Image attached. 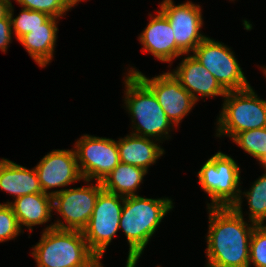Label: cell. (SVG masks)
<instances>
[{
    "label": "cell",
    "mask_w": 266,
    "mask_h": 267,
    "mask_svg": "<svg viewBox=\"0 0 266 267\" xmlns=\"http://www.w3.org/2000/svg\"><path fill=\"white\" fill-rule=\"evenodd\" d=\"M259 164L261 167H263V169H265L264 171L266 172V155L259 161Z\"/></svg>",
    "instance_id": "f1b7e54d"
},
{
    "label": "cell",
    "mask_w": 266,
    "mask_h": 267,
    "mask_svg": "<svg viewBox=\"0 0 266 267\" xmlns=\"http://www.w3.org/2000/svg\"><path fill=\"white\" fill-rule=\"evenodd\" d=\"M207 209L206 267H249L250 238L256 224L244 221L241 206Z\"/></svg>",
    "instance_id": "6da1fadb"
},
{
    "label": "cell",
    "mask_w": 266,
    "mask_h": 267,
    "mask_svg": "<svg viewBox=\"0 0 266 267\" xmlns=\"http://www.w3.org/2000/svg\"><path fill=\"white\" fill-rule=\"evenodd\" d=\"M170 72L196 102L200 100V96L203 98L215 96L224 98L226 96L227 92L215 77L191 54H187V57L183 58L179 66Z\"/></svg>",
    "instance_id": "9a60e30c"
},
{
    "label": "cell",
    "mask_w": 266,
    "mask_h": 267,
    "mask_svg": "<svg viewBox=\"0 0 266 267\" xmlns=\"http://www.w3.org/2000/svg\"><path fill=\"white\" fill-rule=\"evenodd\" d=\"M159 7L173 29L176 45L186 55L192 53L207 37L201 33L204 24L201 6L192 1L175 5L173 0H163Z\"/></svg>",
    "instance_id": "7c38bea8"
},
{
    "label": "cell",
    "mask_w": 266,
    "mask_h": 267,
    "mask_svg": "<svg viewBox=\"0 0 266 267\" xmlns=\"http://www.w3.org/2000/svg\"><path fill=\"white\" fill-rule=\"evenodd\" d=\"M174 208L171 198L124 197L119 229L129 245L126 262H137L163 218Z\"/></svg>",
    "instance_id": "7a4b0ae2"
},
{
    "label": "cell",
    "mask_w": 266,
    "mask_h": 267,
    "mask_svg": "<svg viewBox=\"0 0 266 267\" xmlns=\"http://www.w3.org/2000/svg\"><path fill=\"white\" fill-rule=\"evenodd\" d=\"M60 18L50 17L39 28L31 30L18 41L24 46L30 57L41 67L48 65L54 55Z\"/></svg>",
    "instance_id": "ac0fdd59"
},
{
    "label": "cell",
    "mask_w": 266,
    "mask_h": 267,
    "mask_svg": "<svg viewBox=\"0 0 266 267\" xmlns=\"http://www.w3.org/2000/svg\"><path fill=\"white\" fill-rule=\"evenodd\" d=\"M78 166L84 180L102 182L120 163L117 140L82 135L74 144Z\"/></svg>",
    "instance_id": "30bf717a"
},
{
    "label": "cell",
    "mask_w": 266,
    "mask_h": 267,
    "mask_svg": "<svg viewBox=\"0 0 266 267\" xmlns=\"http://www.w3.org/2000/svg\"><path fill=\"white\" fill-rule=\"evenodd\" d=\"M192 53L226 92L243 90L251 86L235 58V52L224 43L206 37Z\"/></svg>",
    "instance_id": "ba28073f"
},
{
    "label": "cell",
    "mask_w": 266,
    "mask_h": 267,
    "mask_svg": "<svg viewBox=\"0 0 266 267\" xmlns=\"http://www.w3.org/2000/svg\"><path fill=\"white\" fill-rule=\"evenodd\" d=\"M155 139L130 133L117 140L121 163L135 165L149 171V167L165 154Z\"/></svg>",
    "instance_id": "2e32d148"
},
{
    "label": "cell",
    "mask_w": 266,
    "mask_h": 267,
    "mask_svg": "<svg viewBox=\"0 0 266 267\" xmlns=\"http://www.w3.org/2000/svg\"><path fill=\"white\" fill-rule=\"evenodd\" d=\"M24 231L20 229L10 204H0V243L14 240Z\"/></svg>",
    "instance_id": "484cf974"
},
{
    "label": "cell",
    "mask_w": 266,
    "mask_h": 267,
    "mask_svg": "<svg viewBox=\"0 0 266 267\" xmlns=\"http://www.w3.org/2000/svg\"><path fill=\"white\" fill-rule=\"evenodd\" d=\"M149 15L151 20L138 36L139 42L143 45V52H149L159 61L170 64L179 56L186 55L176 45L168 19L159 10L155 16Z\"/></svg>",
    "instance_id": "5bb4252c"
},
{
    "label": "cell",
    "mask_w": 266,
    "mask_h": 267,
    "mask_svg": "<svg viewBox=\"0 0 266 267\" xmlns=\"http://www.w3.org/2000/svg\"><path fill=\"white\" fill-rule=\"evenodd\" d=\"M21 8L47 13L50 17L61 18L74 5L69 0H15Z\"/></svg>",
    "instance_id": "cb8c5ba5"
},
{
    "label": "cell",
    "mask_w": 266,
    "mask_h": 267,
    "mask_svg": "<svg viewBox=\"0 0 266 267\" xmlns=\"http://www.w3.org/2000/svg\"><path fill=\"white\" fill-rule=\"evenodd\" d=\"M252 184L248 191H240L238 201L234 206H242V197H246L250 212L249 221L256 225H263L266 222V172Z\"/></svg>",
    "instance_id": "44dd1931"
},
{
    "label": "cell",
    "mask_w": 266,
    "mask_h": 267,
    "mask_svg": "<svg viewBox=\"0 0 266 267\" xmlns=\"http://www.w3.org/2000/svg\"><path fill=\"white\" fill-rule=\"evenodd\" d=\"M9 15L11 18L12 32L17 40L31 30L39 28L45 23L50 16L47 13L41 11H34L26 8H22L18 16L14 18V7L11 3Z\"/></svg>",
    "instance_id": "7402d4cb"
},
{
    "label": "cell",
    "mask_w": 266,
    "mask_h": 267,
    "mask_svg": "<svg viewBox=\"0 0 266 267\" xmlns=\"http://www.w3.org/2000/svg\"><path fill=\"white\" fill-rule=\"evenodd\" d=\"M261 69H262V71H263V73L265 74V77H266V66L264 67H261Z\"/></svg>",
    "instance_id": "1f68e13d"
},
{
    "label": "cell",
    "mask_w": 266,
    "mask_h": 267,
    "mask_svg": "<svg viewBox=\"0 0 266 267\" xmlns=\"http://www.w3.org/2000/svg\"><path fill=\"white\" fill-rule=\"evenodd\" d=\"M12 24L10 15L0 19V49L6 53L8 45L12 41Z\"/></svg>",
    "instance_id": "4316f807"
},
{
    "label": "cell",
    "mask_w": 266,
    "mask_h": 267,
    "mask_svg": "<svg viewBox=\"0 0 266 267\" xmlns=\"http://www.w3.org/2000/svg\"><path fill=\"white\" fill-rule=\"evenodd\" d=\"M74 6H77V4L84 0H69Z\"/></svg>",
    "instance_id": "4dcf8cb0"
},
{
    "label": "cell",
    "mask_w": 266,
    "mask_h": 267,
    "mask_svg": "<svg viewBox=\"0 0 266 267\" xmlns=\"http://www.w3.org/2000/svg\"><path fill=\"white\" fill-rule=\"evenodd\" d=\"M148 171L145 169L119 163L101 182L103 190L123 197L137 195V190L143 183Z\"/></svg>",
    "instance_id": "ffe728a7"
},
{
    "label": "cell",
    "mask_w": 266,
    "mask_h": 267,
    "mask_svg": "<svg viewBox=\"0 0 266 267\" xmlns=\"http://www.w3.org/2000/svg\"><path fill=\"white\" fill-rule=\"evenodd\" d=\"M34 168L43 193L51 196L65 190L64 187H68L69 184L84 180L74 148L70 150L53 149ZM57 187H63V189L49 191Z\"/></svg>",
    "instance_id": "4fadbf2b"
},
{
    "label": "cell",
    "mask_w": 266,
    "mask_h": 267,
    "mask_svg": "<svg viewBox=\"0 0 266 267\" xmlns=\"http://www.w3.org/2000/svg\"><path fill=\"white\" fill-rule=\"evenodd\" d=\"M83 181L87 183L85 187H69L53 195V210L59 213L60 219L63 218L53 223L54 228L82 231L87 226L103 187L101 182L89 184V180Z\"/></svg>",
    "instance_id": "9c48e42d"
},
{
    "label": "cell",
    "mask_w": 266,
    "mask_h": 267,
    "mask_svg": "<svg viewBox=\"0 0 266 267\" xmlns=\"http://www.w3.org/2000/svg\"><path fill=\"white\" fill-rule=\"evenodd\" d=\"M124 197L102 190L87 226L82 230L89 249L101 260L118 233Z\"/></svg>",
    "instance_id": "52a82bcc"
},
{
    "label": "cell",
    "mask_w": 266,
    "mask_h": 267,
    "mask_svg": "<svg viewBox=\"0 0 266 267\" xmlns=\"http://www.w3.org/2000/svg\"><path fill=\"white\" fill-rule=\"evenodd\" d=\"M232 141L257 161L266 155V127L240 132Z\"/></svg>",
    "instance_id": "603a6c76"
},
{
    "label": "cell",
    "mask_w": 266,
    "mask_h": 267,
    "mask_svg": "<svg viewBox=\"0 0 266 267\" xmlns=\"http://www.w3.org/2000/svg\"><path fill=\"white\" fill-rule=\"evenodd\" d=\"M124 107L131 115L132 134L155 139L160 143L170 138L175 126L168 119L153 92L135 75L125 76ZM174 126V127H173Z\"/></svg>",
    "instance_id": "277c9868"
},
{
    "label": "cell",
    "mask_w": 266,
    "mask_h": 267,
    "mask_svg": "<svg viewBox=\"0 0 266 267\" xmlns=\"http://www.w3.org/2000/svg\"><path fill=\"white\" fill-rule=\"evenodd\" d=\"M10 204L20 229L26 227L29 233L33 231L35 225H42L51 221L53 211V196L46 193H33L20 196Z\"/></svg>",
    "instance_id": "e0dca14e"
},
{
    "label": "cell",
    "mask_w": 266,
    "mask_h": 267,
    "mask_svg": "<svg viewBox=\"0 0 266 267\" xmlns=\"http://www.w3.org/2000/svg\"><path fill=\"white\" fill-rule=\"evenodd\" d=\"M129 74H135L155 95L168 119L175 127L190 113L197 103L180 82L169 72L147 78L141 71L131 67Z\"/></svg>",
    "instance_id": "8fae6325"
},
{
    "label": "cell",
    "mask_w": 266,
    "mask_h": 267,
    "mask_svg": "<svg viewBox=\"0 0 266 267\" xmlns=\"http://www.w3.org/2000/svg\"><path fill=\"white\" fill-rule=\"evenodd\" d=\"M11 0H0V19L9 15Z\"/></svg>",
    "instance_id": "83f0119b"
},
{
    "label": "cell",
    "mask_w": 266,
    "mask_h": 267,
    "mask_svg": "<svg viewBox=\"0 0 266 267\" xmlns=\"http://www.w3.org/2000/svg\"><path fill=\"white\" fill-rule=\"evenodd\" d=\"M240 166L227 154L218 151L198 171V183L210 197L208 207H233L239 198Z\"/></svg>",
    "instance_id": "8992f818"
},
{
    "label": "cell",
    "mask_w": 266,
    "mask_h": 267,
    "mask_svg": "<svg viewBox=\"0 0 266 267\" xmlns=\"http://www.w3.org/2000/svg\"><path fill=\"white\" fill-rule=\"evenodd\" d=\"M51 223L43 230L31 255L37 267H103L89 249L80 230L58 229Z\"/></svg>",
    "instance_id": "3957f363"
},
{
    "label": "cell",
    "mask_w": 266,
    "mask_h": 267,
    "mask_svg": "<svg viewBox=\"0 0 266 267\" xmlns=\"http://www.w3.org/2000/svg\"><path fill=\"white\" fill-rule=\"evenodd\" d=\"M137 262H126L125 267H136ZM160 267V266H157Z\"/></svg>",
    "instance_id": "f546056e"
},
{
    "label": "cell",
    "mask_w": 266,
    "mask_h": 267,
    "mask_svg": "<svg viewBox=\"0 0 266 267\" xmlns=\"http://www.w3.org/2000/svg\"><path fill=\"white\" fill-rule=\"evenodd\" d=\"M0 189L15 199L27 194L43 192L35 168L27 169L14 161L0 160Z\"/></svg>",
    "instance_id": "d6986e66"
},
{
    "label": "cell",
    "mask_w": 266,
    "mask_h": 267,
    "mask_svg": "<svg viewBox=\"0 0 266 267\" xmlns=\"http://www.w3.org/2000/svg\"><path fill=\"white\" fill-rule=\"evenodd\" d=\"M266 267V226L255 225L250 238L249 267Z\"/></svg>",
    "instance_id": "d4e9b609"
},
{
    "label": "cell",
    "mask_w": 266,
    "mask_h": 267,
    "mask_svg": "<svg viewBox=\"0 0 266 267\" xmlns=\"http://www.w3.org/2000/svg\"><path fill=\"white\" fill-rule=\"evenodd\" d=\"M223 99L216 122L217 137L232 139L240 132L266 127V100L260 99L251 86L229 91Z\"/></svg>",
    "instance_id": "5b68a950"
}]
</instances>
